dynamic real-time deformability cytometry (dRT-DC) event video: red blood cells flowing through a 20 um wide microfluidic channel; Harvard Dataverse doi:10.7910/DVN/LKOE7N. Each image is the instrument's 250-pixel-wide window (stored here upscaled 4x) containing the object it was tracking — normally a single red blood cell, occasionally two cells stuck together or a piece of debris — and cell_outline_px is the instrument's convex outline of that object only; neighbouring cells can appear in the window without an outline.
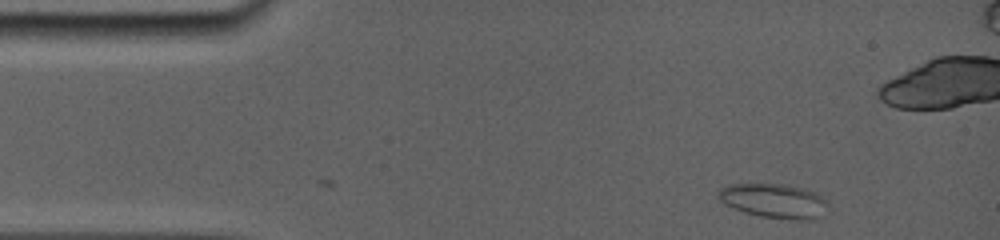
{"species": "common noctule bat (a hibernating species)", "species_latin": "Nyctalus noctula", "temperature_condition": "room temperature", "stored_images_in_passage": 3, "camera_frame_rate_fps": 5000, "um_per_image_px": 0.085, "animal": {"sex": "female", "body_mass_g": 19.0, "forearm_length_mm": 56.7}, "frame": {"image": 1, "passage_image": 3, "time_ms": 0.8, "image_size_px": [1000, 240], "cell_outline_px": [[828, 204], [824, 216], [816, 220], [796, 220], [760, 216], [744, 212], [724, 204], [720, 200], [720, 188], [728, 184], [788, 184], [804, 188], [816, 192], [828, 200]], "centroid_in_image_um": [65.89, 17.08], "position_along_channel_um": 19.1, "area_um2": 22.31}}